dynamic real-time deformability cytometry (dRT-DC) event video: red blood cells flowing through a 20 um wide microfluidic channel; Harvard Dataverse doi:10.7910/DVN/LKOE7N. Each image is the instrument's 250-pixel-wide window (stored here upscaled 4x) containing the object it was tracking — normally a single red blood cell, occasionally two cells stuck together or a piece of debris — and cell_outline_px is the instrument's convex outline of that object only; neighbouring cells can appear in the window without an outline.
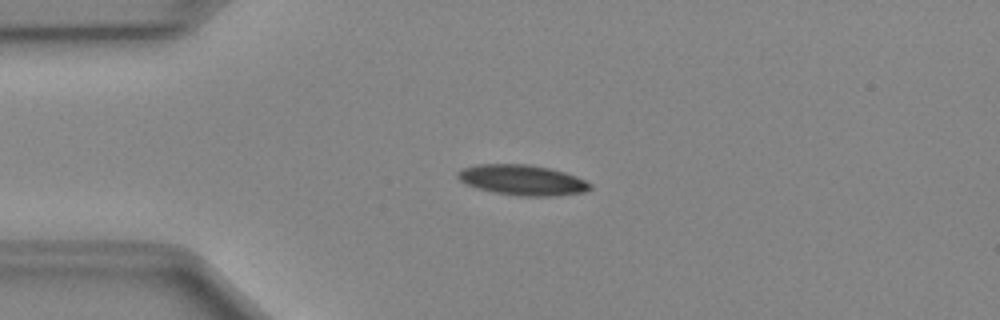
{"species": "Egyptian fruit bat (a non-hibernating species)", "species_latin": "Rousettus aegyptiacus", "temperature_condition": "cold", "stored_images_in_passage": 49, "camera_frame_rate_fps": 3000, "um_per_image_px": 0.085, "animal": {"sex": "female"}, "frame": {"image": 1, "passage_image": 11, "time_ms": 3.333, "image_size_px": [1000, 320], "cell_outline_px": [[592, 188], [584, 192], [552, 196], [520, 196], [496, 192], [476, 188], [460, 180], [456, 176], [456, 172], [460, 168], [476, 164], [528, 164], [548, 168], [564, 172], [576, 176], [592, 184]], "centroid_in_image_um": [44.37, 15.29], "position_along_channel_um": 40.6, "area_um2": 23.41}}
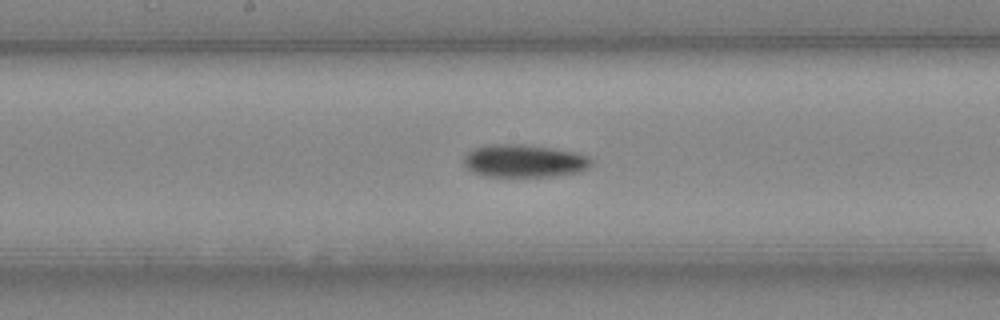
{"frame": {"image": 2, "passage_image": 25, "time_ms": 8.0, "image_size_px": [1000, 320], "cell_outline_px": [[592, 164], [588, 168], [580, 172], [552, 176], [484, 176], [468, 168], [464, 164], [464, 156], [472, 148], [492, 144], [524, 144], [576, 152], [588, 156], [592, 160]], "centroid_in_image_um": [44.57, 13.67], "position_along_channel_um": 203.6, "area_um2": 24.28}}
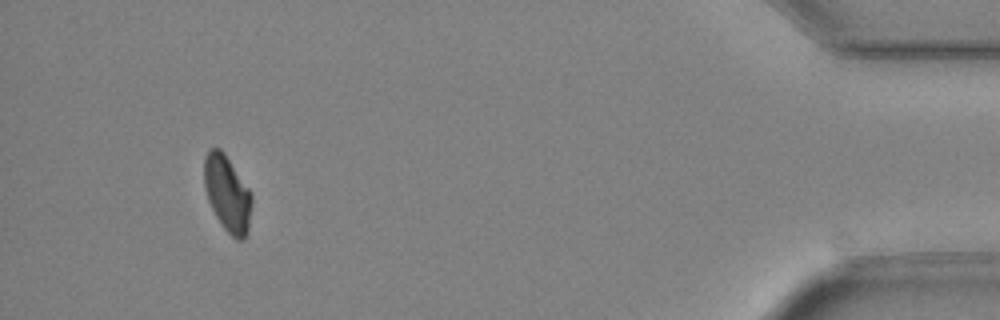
{"frame": {"image": 3, "passage_image": 46, "time_ms": 15.0, "image_size_px": [1000, 320], "cell_outline_px": [[252, 204], [248, 232], [244, 240], [236, 240], [224, 228], [216, 216], [208, 200], [204, 188], [204, 156], [208, 148], [220, 148], [224, 152], [252, 192]], "centroid_in_image_um": [19.33, 16.44], "position_along_channel_um": 415.9, "area_um2": 21.39}, "authors_computed_cell_mechanics": {"area_um2": 22.4264, "velocity_mm_per_s": 4.0311, "shape_relaxation_time_tau1_ms": 3.9341, "shape_relaxation_time_tau2_ms": null, "deformation_change_tau1": 0.1083, "deformation_change_tau2": null}}